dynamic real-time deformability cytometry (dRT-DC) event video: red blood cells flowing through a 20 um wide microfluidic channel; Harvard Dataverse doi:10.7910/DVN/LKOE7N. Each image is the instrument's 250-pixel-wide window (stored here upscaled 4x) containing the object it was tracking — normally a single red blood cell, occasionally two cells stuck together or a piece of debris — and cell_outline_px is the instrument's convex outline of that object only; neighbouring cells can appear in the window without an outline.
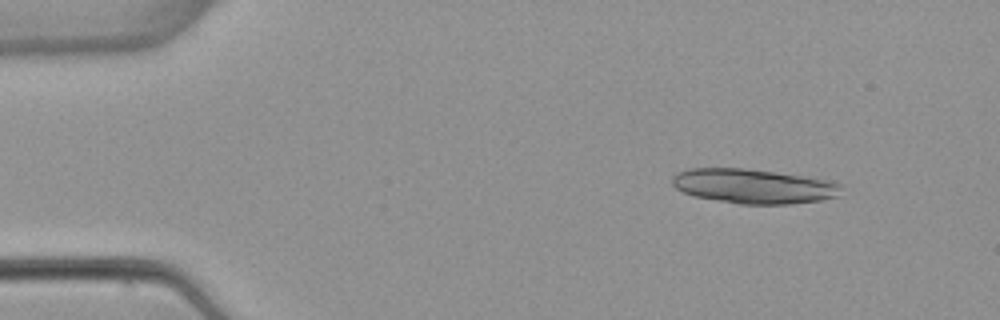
{"species": "common noctule bat (a hibernating species)", "species_latin": "Nyctalus noctula", "temperature_condition": "warm", "stored_images_in_passage": 5, "camera_frame_rate_fps": 3000, "um_per_image_px": 0.085, "animal": {"sex": "female", "body_mass_g": 22.7, "forearm_length_mm": 54.2}, "frame": {"image": 1, "passage_image": 2, "time_ms": 1.333, "image_size_px": [1000, 320], "cell_outline_px": [[844, 184], [840, 196], [824, 200], [788, 204], [740, 204], [716, 200], [696, 196], [684, 192], [676, 188], [672, 184], [672, 176], [676, 172], [688, 168], [744, 168], [776, 172], [832, 180]], "centroid_in_image_um": [64.12, 15.82], "position_along_channel_um": 20.9, "area_um2": 34.45}}